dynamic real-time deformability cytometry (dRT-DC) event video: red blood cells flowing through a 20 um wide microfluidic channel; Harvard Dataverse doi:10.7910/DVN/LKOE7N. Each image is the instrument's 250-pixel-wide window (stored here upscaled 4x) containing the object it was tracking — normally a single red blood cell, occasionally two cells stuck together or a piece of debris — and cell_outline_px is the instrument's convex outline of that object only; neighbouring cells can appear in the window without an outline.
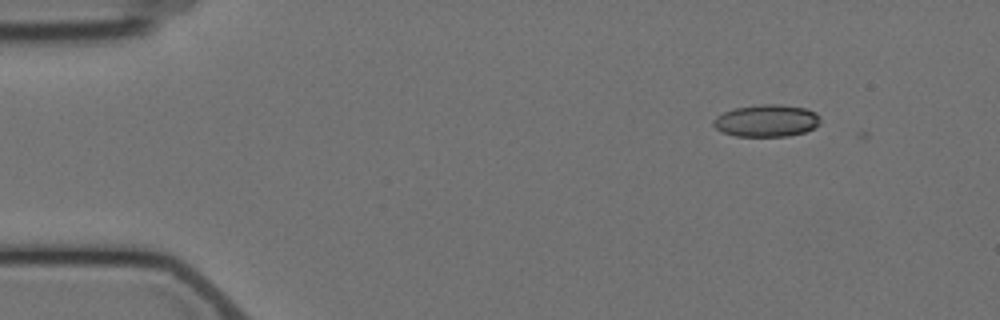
{"species": "Egyptian fruit bat (a non-hibernating species)", "species_latin": "Rousettus aegyptiacus", "temperature_condition": "cold", "stored_images_in_passage": 3, "camera_frame_rate_fps": 3000, "um_per_image_px": 0.085, "animal": {"sex": "female"}, "frame": {"image": 1, "passage_image": 1, "time_ms": 0.0, "image_size_px": [1000, 320], "cell_outline_px": [[820, 124], [816, 128], [804, 132], [788, 136], [736, 136], [720, 132], [712, 124], [712, 120], [716, 116], [724, 112], [736, 108], [764, 104], [780, 104], [804, 108], [816, 112], [820, 116]], "centroid_in_image_um": [65.17, 10.27], "position_along_channel_um": 19.8, "area_um2": 20.17}}